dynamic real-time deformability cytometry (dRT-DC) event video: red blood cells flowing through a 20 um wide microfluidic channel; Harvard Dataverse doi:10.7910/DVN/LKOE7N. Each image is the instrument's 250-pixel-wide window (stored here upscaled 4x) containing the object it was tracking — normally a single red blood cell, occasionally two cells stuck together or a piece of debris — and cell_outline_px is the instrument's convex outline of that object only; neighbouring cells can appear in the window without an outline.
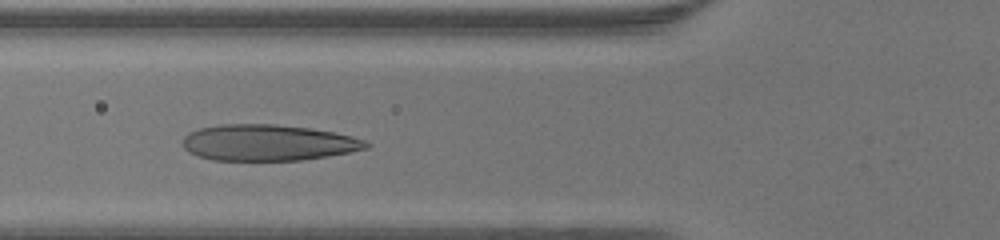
{"species": "human", "species_latin": "Homo sapiens", "temperature_condition": "warm", "stored_images_in_passage": 35, "camera_frame_rate_fps": 3000, "um_per_image_px": 0.085, "donor": {"sex": "male"}, "frame": {"image": 1, "passage_image": 14, "time_ms": 4.333, "image_size_px": [1000, 240], "cell_outline_px": [[372, 144], [368, 148], [328, 156], [300, 160], [212, 160], [196, 156], [188, 152], [180, 144], [184, 136], [188, 132], [200, 128], [220, 124], [272, 124], [308, 128], [332, 132], [352, 136], [364, 140]], "centroid_in_image_um": [22.72, 12.13], "position_along_channel_um": 103.1, "area_um2": 38.73}}
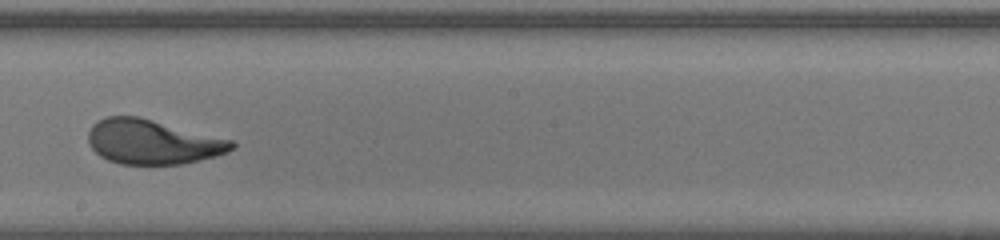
{"frame": {"image": 2, "passage_image": 23, "time_ms": 7.333, "image_size_px": [1000, 240], "cell_outline_px": [[236, 148], [228, 152], [216, 156], [184, 164], [120, 164], [108, 160], [100, 156], [88, 144], [88, 132], [92, 124], [108, 116], [140, 116], [232, 140], [236, 144]], "centroid_in_image_um": [12.98, 12.06], "position_along_channel_um": 235.2, "area_um2": 37.45}}
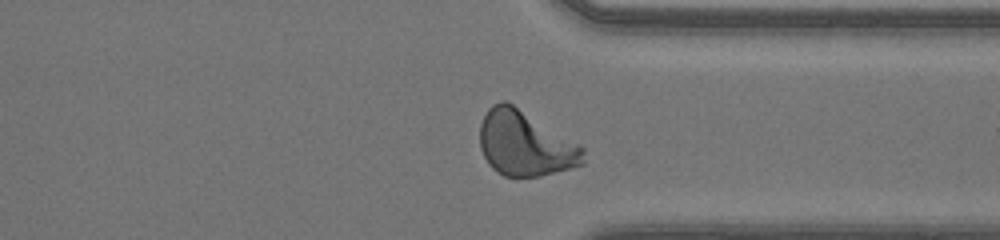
{"frame": {"image": 3, "passage_image": 32, "time_ms": 10.333, "image_size_px": [1000, 240], "cell_outline_px": [[584, 164], [540, 176], [504, 176], [496, 172], [488, 164], [480, 148], [480, 124], [488, 108], [492, 104], [500, 100], [504, 100], [512, 104], [580, 144], [584, 148]], "centroid_in_image_um": [44.62, 12.21], "position_along_channel_um": 366.8, "area_um2": 39.02}}